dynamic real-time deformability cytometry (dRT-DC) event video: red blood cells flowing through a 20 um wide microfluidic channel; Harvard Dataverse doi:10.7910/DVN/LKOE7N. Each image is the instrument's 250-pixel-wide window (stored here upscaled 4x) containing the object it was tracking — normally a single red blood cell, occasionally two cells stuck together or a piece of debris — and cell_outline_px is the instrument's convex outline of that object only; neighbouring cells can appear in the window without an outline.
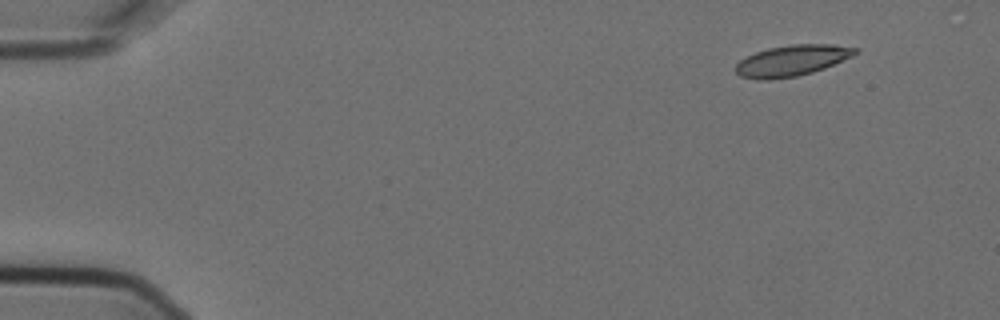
{"species": "Egyptian fruit bat (a non-hibernating species)", "species_latin": "Rousettus aegyptiacus", "temperature_condition": "cold", "stored_images_in_passage": 5, "camera_frame_rate_fps": 3000, "um_per_image_px": 0.085, "animal": {"sex": "female"}, "frame": {"image": 1, "passage_image": 1, "time_ms": 0.0, "image_size_px": [1000, 320], "cell_outline_px": [[860, 52], [852, 56], [824, 68], [812, 72], [796, 76], [768, 80], [756, 80], [740, 76], [736, 72], [736, 64], [740, 60], [756, 52], [768, 48], [792, 44], [832, 44], [860, 48]], "centroid_in_image_um": [67.33, 5.14], "position_along_channel_um": 17.7, "area_um2": 21.56}}
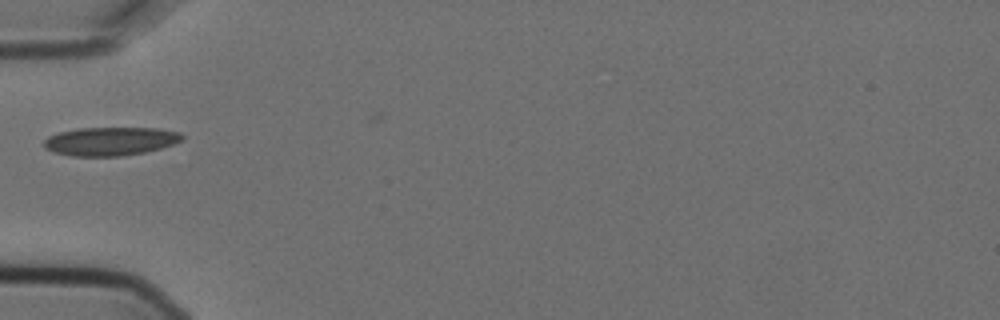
{"frame": {"image": 2, "passage_image": 5, "time_ms": 1.333, "image_size_px": [1000, 320], "cell_outline_px": [[184, 140], [160, 148], [144, 152], [120, 156], [72, 156], [52, 152], [44, 148], [44, 140], [48, 136], [60, 132], [80, 128], [156, 128], [180, 132], [184, 136]], "centroid_in_image_um": [9.37, 12.01], "position_along_channel_um": 75.6, "area_um2": 22.95}}